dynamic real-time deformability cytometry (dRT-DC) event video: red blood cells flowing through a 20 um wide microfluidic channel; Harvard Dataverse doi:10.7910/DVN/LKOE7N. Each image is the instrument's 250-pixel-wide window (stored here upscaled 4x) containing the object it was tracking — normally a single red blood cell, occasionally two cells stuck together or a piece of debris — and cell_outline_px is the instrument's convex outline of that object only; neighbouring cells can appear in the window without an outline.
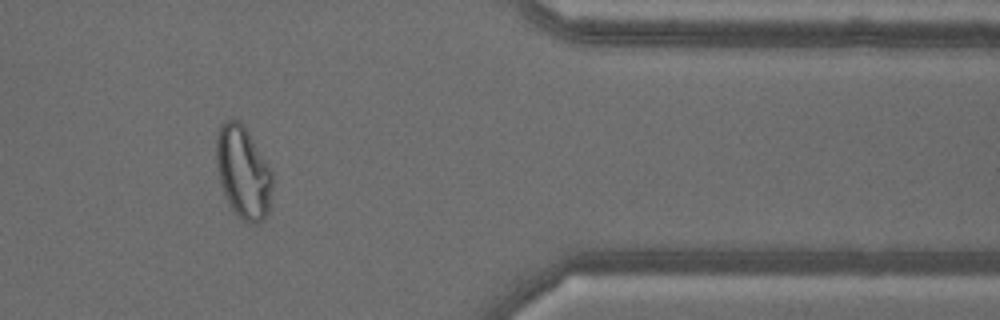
{"species": "common noctule bat (a hibernating species)", "species_latin": "Nyctalus noctula", "temperature_condition": "warm", "stored_images_in_passage": 50, "camera_frame_rate_fps": 3000, "um_per_image_px": 0.085, "animal": {"sex": "male", "body_mass_g": 18.8}, "frame": {"image": 1, "passage_image": 43, "time_ms": 14.0, "image_size_px": [1000, 320], "cell_outline_px": [[272, 188], [268, 212], [260, 224], [248, 224], [240, 220], [236, 216], [224, 192], [220, 180], [216, 164], [216, 140], [220, 124], [224, 120], [240, 120], [244, 124], [272, 172]], "centroid_in_image_um": [20.67, 14.66], "position_along_channel_um": 390.7, "area_um2": 30.29}, "authors_computed_cell_mechanics": {"area_um2": 29.8537, "velocity_mm_per_s": 3.6392, "shape_relaxation_time_tau1_ms": null, "shape_relaxation_time_tau2_ms": 0.7512, "deformation_change_tau1": null, "deformation_change_tau2": 0.0732}}